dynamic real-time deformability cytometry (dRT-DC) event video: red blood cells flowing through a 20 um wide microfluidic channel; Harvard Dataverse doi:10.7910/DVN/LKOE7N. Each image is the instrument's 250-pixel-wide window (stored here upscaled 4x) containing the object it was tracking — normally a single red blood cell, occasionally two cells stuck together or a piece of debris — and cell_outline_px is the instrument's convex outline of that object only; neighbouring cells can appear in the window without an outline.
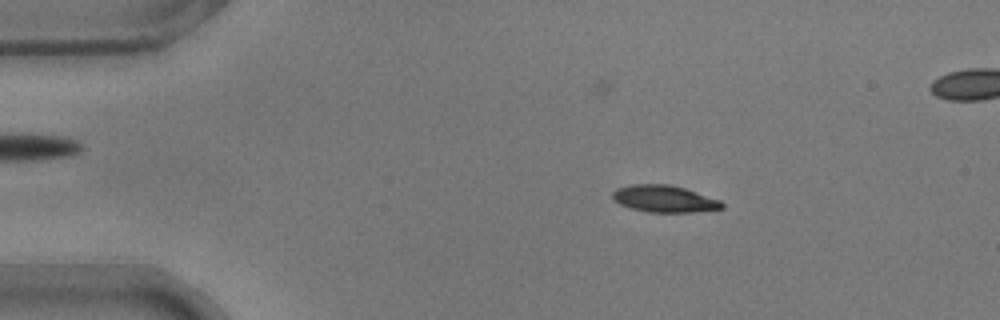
{"species": "common noctule bat (a hibernating species)", "species_latin": "Nyctalus noctula", "temperature_condition": "warm", "stored_images_in_passage": 53, "camera_frame_rate_fps": 3000, "um_per_image_px": 0.085, "animal": {"sex": "male", "body_mass_g": 17.9}, "frame": {"image": 1, "passage_image": 7, "time_ms": 2.0, "image_size_px": [1000, 320], "cell_outline_px": [[724, 208], [692, 212], [648, 212], [628, 208], [612, 200], [612, 192], [616, 188], [632, 184], [668, 184], [684, 188], [720, 200], [724, 204]], "centroid_in_image_um": [56.42, 16.9], "position_along_channel_um": 28.6, "area_um2": 17.22}}
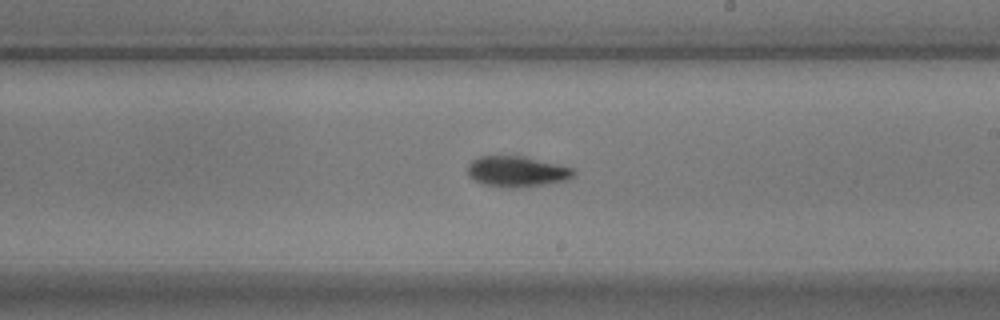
{"frame": {"image": 2, "passage_image": 29, "time_ms": 9.333, "image_size_px": [1000, 320], "cell_outline_px": [[576, 172], [568, 180], [544, 184], [512, 188], [508, 188], [484, 184], [468, 176], [468, 164], [472, 160], [480, 156], [524, 156], [572, 168]], "centroid_in_image_um": [43.92, 14.57], "position_along_channel_um": 245.1, "area_um2": 18.73}}
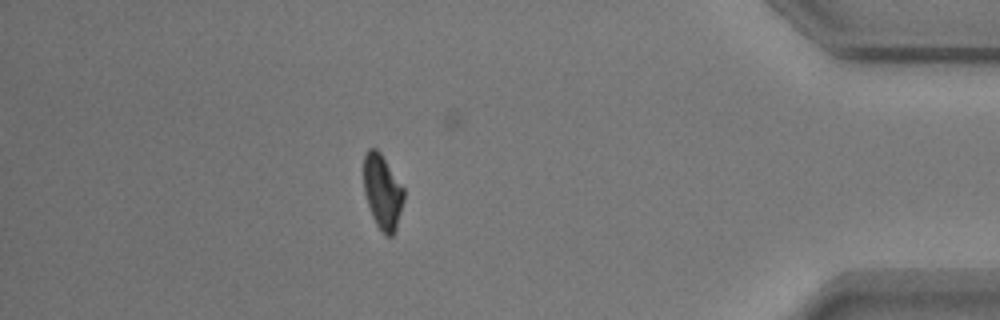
{"frame": {"image": 3, "passage_image": 45, "time_ms": 14.667, "image_size_px": [1000, 320], "cell_outline_px": [[404, 200], [396, 228], [392, 236], [384, 236], [376, 224], [372, 216], [364, 192], [364, 156], [368, 148], [376, 148], [380, 152], [404, 188]], "centroid_in_image_um": [32.51, 16.31], "position_along_channel_um": 402.7, "area_um2": 17.4}, "authors_computed_cell_mechanics": {"area_um2": 18.1492, "velocity_mm_per_s": 3.7451, "shape_relaxation_time_tau1_ms": 3.2756, "shape_relaxation_time_tau2_ms": 2.9816, "deformation_change_tau1": 0.148, "deformation_change_tau2": 0.0813}}